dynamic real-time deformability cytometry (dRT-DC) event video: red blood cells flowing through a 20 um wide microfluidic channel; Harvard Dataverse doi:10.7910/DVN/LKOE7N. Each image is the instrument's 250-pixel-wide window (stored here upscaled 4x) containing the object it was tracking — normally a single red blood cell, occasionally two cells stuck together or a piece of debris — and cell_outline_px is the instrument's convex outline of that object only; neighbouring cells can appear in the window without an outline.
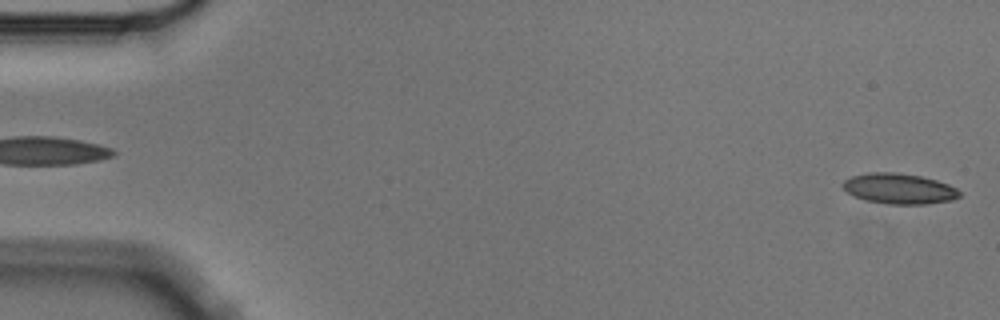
{"species": "Egyptian fruit bat (a non-hibernating species)", "species_latin": "Rousettus aegyptiacus", "temperature_condition": "cold", "stored_images_in_passage": 5, "segment_of_instrument_passage": [2, 2], "camera_frame_rate_fps": 3000, "um_per_image_px": 0.085, "animal": {"sex": "male"}, "frame": {"image": 1, "passage_image": 5, "time_ms": 1.333, "image_size_px": [1000, 320], "cell_outline_px": [[960, 196], [952, 200], [928, 204], [888, 204], [864, 200], [848, 192], [840, 184], [844, 180], [852, 176], [868, 172], [896, 172], [920, 176], [936, 180], [948, 184], [956, 188], [960, 192]], "centroid_in_image_um": [76.42, 16.03], "position_along_channel_um": 8.6, "area_um2": 20.75}}